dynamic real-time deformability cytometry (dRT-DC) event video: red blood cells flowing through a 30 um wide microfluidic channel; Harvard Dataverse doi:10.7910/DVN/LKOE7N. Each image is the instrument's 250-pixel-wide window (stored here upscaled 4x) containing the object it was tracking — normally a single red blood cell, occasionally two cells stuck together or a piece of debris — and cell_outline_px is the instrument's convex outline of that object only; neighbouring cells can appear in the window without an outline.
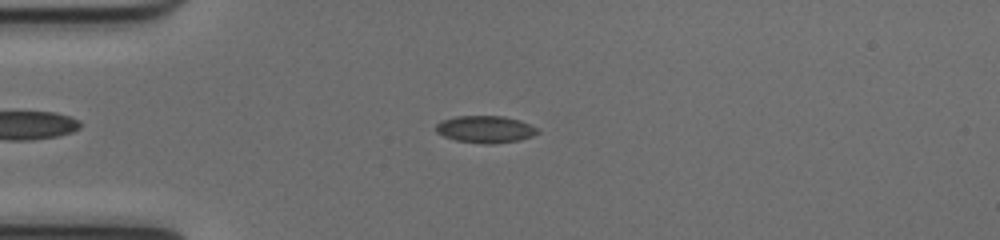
{"species": "common noctule bat (a hibernating species)", "species_latin": "Nyctalus noctula", "temperature_condition": "cold", "stored_images_in_passage": 51, "camera_frame_rate_fps": 3000, "um_per_image_px": 0.085, "animal": {"sex": "female", "body_mass_g": 17.0, "forearm_length_mm": 48.0}, "frame": {"image": 1, "passage_image": 13, "time_ms": 4.0, "image_size_px": [1000, 240], "cell_outline_px": [[540, 132], [532, 136], [516, 140], [492, 144], [456, 140], [444, 136], [436, 132], [436, 124], [444, 120], [456, 116], [504, 116], [520, 120], [536, 128]], "centroid_in_image_um": [41.25, 10.98], "position_along_channel_um": 43.8, "area_um2": 15.72}}
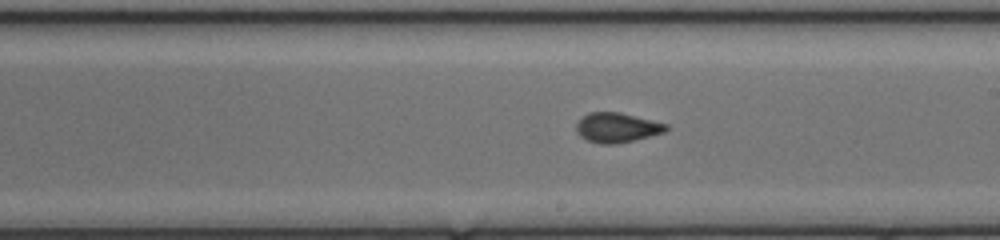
{"frame": {"image": 2, "passage_image": 29, "time_ms": 9.333, "image_size_px": [1000, 240], "cell_outline_px": [[668, 128], [664, 132], [616, 144], [600, 144], [588, 140], [580, 136], [576, 128], [576, 124], [580, 116], [588, 112], [620, 112], [668, 124]], "centroid_in_image_um": [52.4, 10.83], "position_along_channel_um": 236.6, "area_um2": 15.49}}
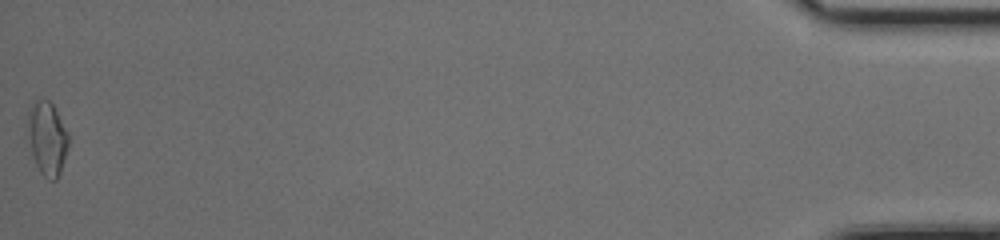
{"frame": {"image": 3, "passage_image": 51, "time_ms": 16.667, "image_size_px": [1000, 240], "cell_outline_px": [[68, 144], [60, 172], [56, 180], [48, 180], [40, 172], [36, 164], [32, 152], [28, 120], [28, 116], [32, 104], [36, 100], [48, 100], [52, 104], [68, 132]], "centroid_in_image_um": [4.03, 11.78], "position_along_channel_um": 431.2, "area_um2": 16.76}, "authors_computed_cell_mechanics": {"area_um2": 15.4904, "velocity_mm_per_s": 4.0364, "shape_relaxation_time_tau1_ms": null, "shape_relaxation_time_tau2_ms": 1.1027, "deformation_change_tau1": null, "deformation_change_tau2": 0.0708}}